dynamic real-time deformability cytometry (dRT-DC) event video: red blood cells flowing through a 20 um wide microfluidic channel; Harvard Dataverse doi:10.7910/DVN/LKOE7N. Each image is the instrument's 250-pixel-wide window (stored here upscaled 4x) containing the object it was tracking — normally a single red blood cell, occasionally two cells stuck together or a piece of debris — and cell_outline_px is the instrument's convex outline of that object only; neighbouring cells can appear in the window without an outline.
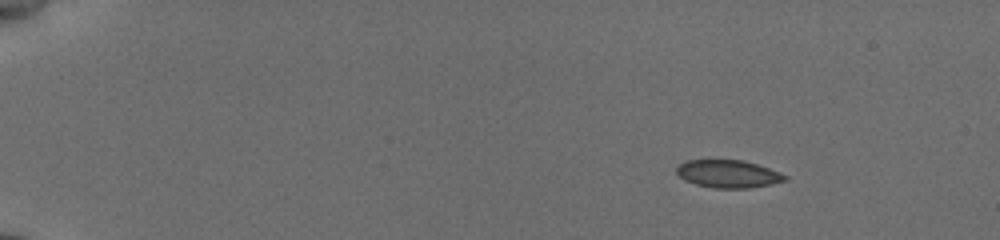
{"species": "common noctule bat (a hibernating species)", "species_latin": "Nyctalus noctula", "temperature_condition": "cold", "stored_images_in_passage": 48, "camera_frame_rate_fps": 3000, "um_per_image_px": 0.085, "animal": {"sex": "female", "body_mass_g": 19.5, "forearm_length_mm": 54.1}, "frame": {"image": 1, "passage_image": 1, "time_ms": 0.0, "image_size_px": [1000, 240], "cell_outline_px": [[788, 180], [772, 184], [752, 188], [712, 188], [696, 184], [684, 180], [676, 172], [676, 164], [684, 160], [744, 160], [768, 168], [788, 176]], "centroid_in_image_um": [61.87, 14.78], "position_along_channel_um": 23.1, "area_um2": 17.69}}
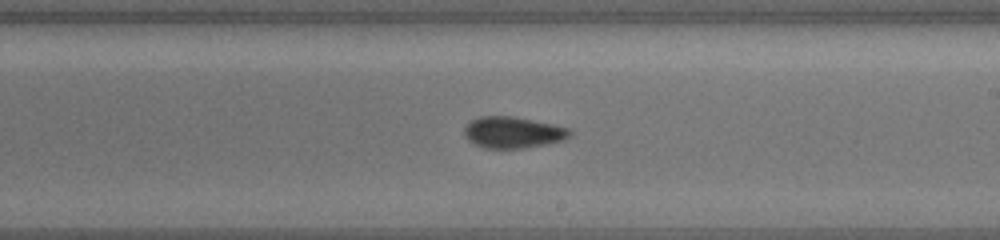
{"frame": {"image": 2, "passage_image": 28, "time_ms": 9.0, "image_size_px": [1000, 240], "cell_outline_px": [[572, 136], [564, 140], [548, 144], [524, 148], [484, 148], [468, 140], [464, 136], [464, 128], [472, 120], [480, 116], [512, 116], [552, 124], [568, 128], [572, 132]], "centroid_in_image_um": [43.62, 11.26], "position_along_channel_um": 245.4, "area_um2": 19.31}}
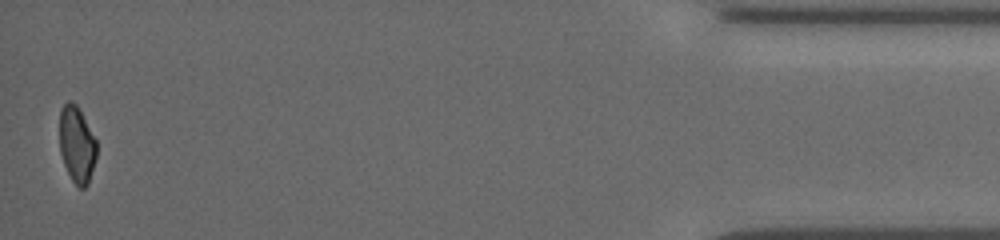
{"frame": {"image": 3, "passage_image": 48, "time_ms": 15.667, "image_size_px": [1000, 240], "cell_outline_px": [[96, 160], [88, 184], [84, 188], [80, 188], [72, 180], [64, 164], [60, 152], [60, 108], [68, 100], [72, 100], [76, 104], [96, 140]], "centroid_in_image_um": [6.53, 12.28], "position_along_channel_um": 428.7, "area_um2": 16.42}, "authors_computed_cell_mechanics": {"area_um2": 18.4382, "velocity_mm_per_s": 3.8308, "shape_relaxation_time_tau1_ms": 5.0122, "shape_relaxation_time_tau2_ms": 2.6017, "deformation_change_tau1": 0.0869, "deformation_change_tau2": 0.0588}}